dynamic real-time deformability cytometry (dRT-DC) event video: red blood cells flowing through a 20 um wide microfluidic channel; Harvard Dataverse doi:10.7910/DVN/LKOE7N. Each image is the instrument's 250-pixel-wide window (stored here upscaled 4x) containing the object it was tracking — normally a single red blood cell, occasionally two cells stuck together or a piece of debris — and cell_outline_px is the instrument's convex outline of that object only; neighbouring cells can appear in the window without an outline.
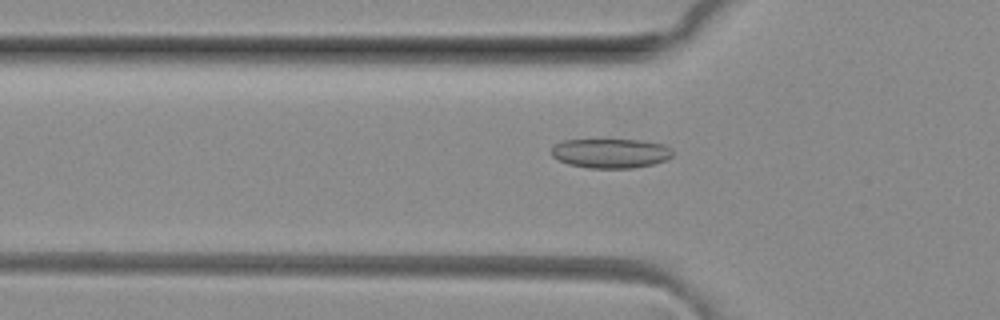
{"species": "common noctule bat (a hibernating species)", "species_latin": "Nyctalus noctula", "temperature_condition": "room temperature", "stored_images_in_passage": 51, "camera_frame_rate_fps": 3000, "um_per_image_px": 0.085, "animal": {"sex": "female", "body_mass_g": 29.2, "forearm_length_mm": 56.3}, "frame": {"image": 1, "passage_image": 17, "time_ms": 5.333, "image_size_px": [1000, 320], "cell_outline_px": [[672, 156], [664, 160], [652, 164], [632, 168], [588, 168], [568, 164], [552, 156], [552, 144], [564, 140], [640, 140], [664, 144], [672, 148]], "centroid_in_image_um": [51.89, 13.02], "position_along_channel_um": 73.9, "area_um2": 20.81}}
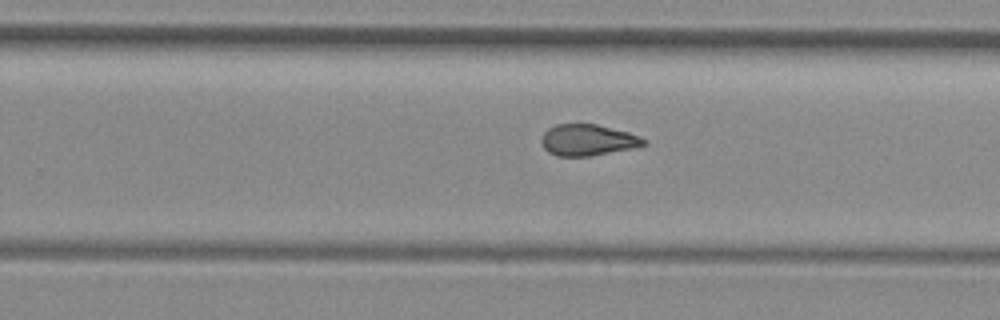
{"frame": {"image": 2, "passage_image": 32, "time_ms": 10.333, "image_size_px": [1000, 320], "cell_outline_px": [[648, 144], [636, 148], [592, 156], [556, 156], [548, 152], [544, 148], [540, 140], [544, 132], [548, 128], [556, 124], [596, 124], [628, 132], [640, 136], [648, 140]], "centroid_in_image_um": [49.99, 11.91], "position_along_channel_um": 279.8, "area_um2": 18.96}}
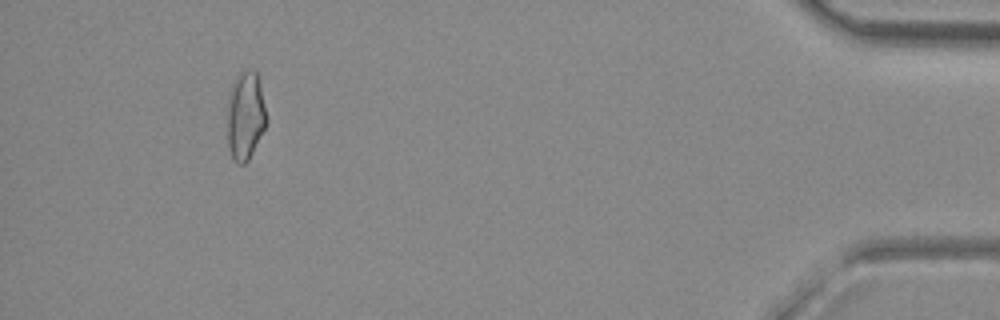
{"frame": {"image": 3, "passage_image": 47, "time_ms": 15.333, "image_size_px": [1000, 320], "cell_outline_px": [[268, 120], [248, 160], [244, 164], [236, 164], [232, 160], [228, 148], [228, 104], [232, 84], [248, 68], [252, 68], [256, 72], [260, 80]], "centroid_in_image_um": [20.87, 9.86], "position_along_channel_um": 414.3, "area_um2": 20.06}, "authors_computed_cell_mechanics": {"area_um2": 19.7098, "velocity_mm_per_s": 4.1168, "shape_relaxation_time_tau1_ms": null, "shape_relaxation_time_tau2_ms": 2.6589, "deformation_change_tau1": null, "deformation_change_tau2": 0.0654}}